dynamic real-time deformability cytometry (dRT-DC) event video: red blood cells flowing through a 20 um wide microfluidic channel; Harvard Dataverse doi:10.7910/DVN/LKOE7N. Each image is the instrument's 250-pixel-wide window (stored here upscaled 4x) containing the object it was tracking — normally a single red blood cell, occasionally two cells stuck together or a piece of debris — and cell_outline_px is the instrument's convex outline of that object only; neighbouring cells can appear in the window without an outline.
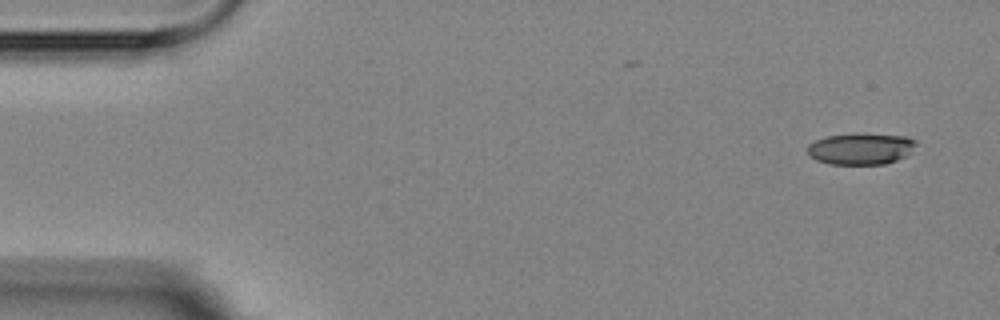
{"species": "Egyptian fruit bat (a non-hibernating species)", "species_latin": "Rousettus aegyptiacus", "temperature_condition": "room temperature", "stored_images_in_passage": 4, "camera_frame_rate_fps": 3000, "um_per_image_px": 0.085, "animal": {"sex": "female"}, "frame": {"image": 1, "passage_image": 1, "time_ms": 0.0, "image_size_px": [1000, 320], "cell_outline_px": [[916, 144], [912, 152], [896, 160], [884, 164], [828, 164], [816, 160], [808, 156], [808, 144], [816, 140], [828, 136], [908, 136], [916, 140]], "centroid_in_image_um": [73.16, 12.7], "position_along_channel_um": 11.8, "area_um2": 19.13}}